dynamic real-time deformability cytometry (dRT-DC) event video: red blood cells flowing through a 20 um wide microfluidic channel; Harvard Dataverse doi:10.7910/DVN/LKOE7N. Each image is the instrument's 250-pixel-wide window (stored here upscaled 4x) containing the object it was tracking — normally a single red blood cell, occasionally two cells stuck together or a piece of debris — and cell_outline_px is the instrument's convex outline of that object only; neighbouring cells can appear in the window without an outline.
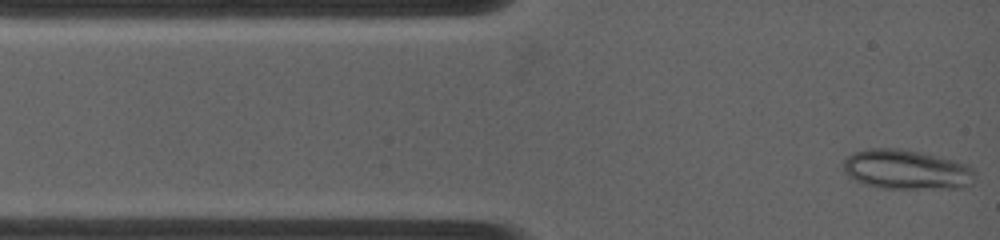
{"species": "common noctule bat (a hibernating species)", "species_latin": "Nyctalus noctula", "temperature_condition": "warm", "stored_images_in_passage": 59, "camera_frame_rate_fps": 4500, "um_per_image_px": 0.085, "animal": {"sex": "female", "body_mass_g": 19.0, "forearm_length_mm": 53.3}, "frame": {"image": 1, "passage_image": 1, "time_ms": 0.0, "image_size_px": [1000, 240], "cell_outline_px": [[976, 176], [972, 184], [964, 188], [880, 188], [864, 184], [848, 176], [844, 172], [844, 156], [852, 152], [868, 148], [900, 148], [920, 152], [968, 164], [972, 168]], "centroid_in_image_um": [77.04, 14.41], "position_along_channel_um": 8.0, "area_um2": 30.69}}
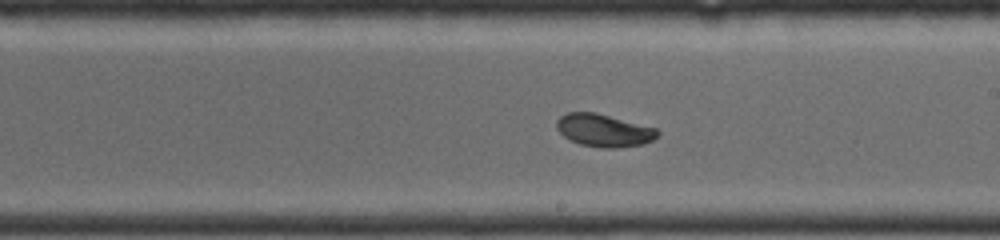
{"frame": {"image": 2, "passage_image": 32, "time_ms": 6.889, "image_size_px": [1000, 240], "cell_outline_px": [[660, 136], [652, 140], [640, 144], [616, 148], [600, 148], [580, 144], [568, 140], [556, 128], [556, 120], [560, 116], [568, 112], [596, 112], [656, 128], [660, 132]], "centroid_in_image_um": [51.31, 11.08], "position_along_channel_um": 237.7, "area_um2": 19.31}}
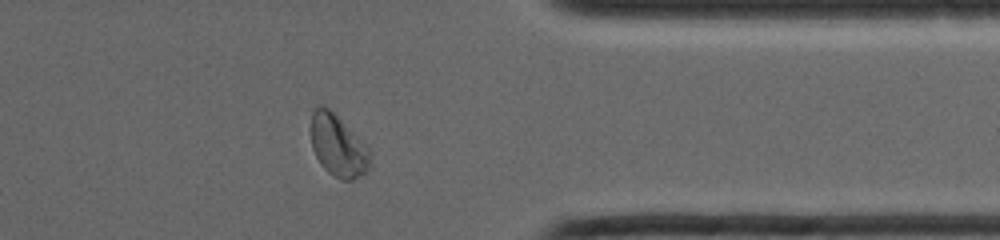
{"frame": {"image": 3, "passage_image": 50, "time_ms": 10.889, "image_size_px": [1000, 240], "cell_outline_px": [[368, 168], [364, 172], [352, 180], [340, 180], [328, 172], [320, 164], [312, 148], [312, 112], [316, 104], [320, 104], [328, 108], [368, 148]], "centroid_in_image_um": [28.67, 12.39], "position_along_channel_um": 382.7, "area_um2": 20.52}, "authors_computed_cell_mechanics": {"area_um2": 19.7098, "velocity_mm_per_s": 3.9115, "shape_relaxation_time_tau1_ms": null, "shape_relaxation_time_tau2_ms": 1.8441, "deformation_change_tau1": null, "deformation_change_tau2": 0.039}}